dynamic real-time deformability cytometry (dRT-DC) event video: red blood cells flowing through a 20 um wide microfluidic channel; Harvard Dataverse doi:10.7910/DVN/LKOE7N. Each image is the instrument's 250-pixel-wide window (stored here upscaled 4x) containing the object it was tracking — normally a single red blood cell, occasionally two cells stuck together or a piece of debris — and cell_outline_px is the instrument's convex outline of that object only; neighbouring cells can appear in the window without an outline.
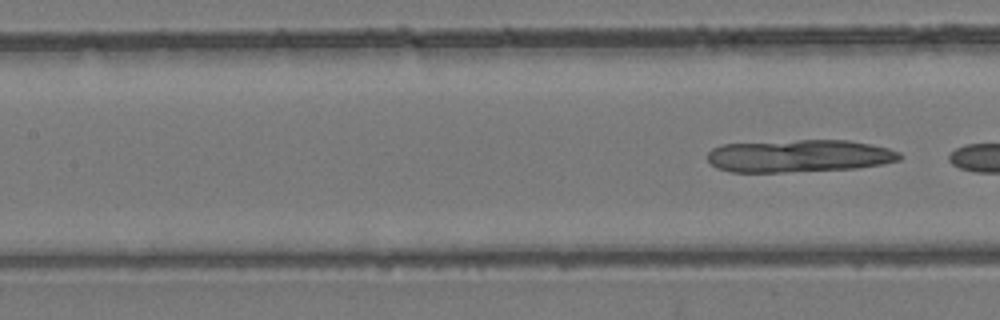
{"species": "common noctule bat (a hibernating species)", "species_latin": "Nyctalus noctula", "temperature_condition": "room temperature", "stored_images_in_passage": 5, "segment_of_instrument_passage": [2, 2], "camera_frame_rate_fps": 3000, "um_per_image_px": 0.085, "animal": {"sex": "female", "body_mass_g": 24.6, "forearm_length_mm": 56.2}, "frame": {"image": 1, "passage_image": 5, "time_ms": 9.0, "image_size_px": [1000, 320], "cell_outline_px": [[904, 156], [900, 160], [884, 164], [856, 168], [784, 172], [732, 172], [716, 168], [708, 160], [708, 152], [712, 148], [720, 144], [796, 140], [848, 140], [872, 144], [888, 148], [900, 152]], "centroid_in_image_um": [67.95, 13.25], "position_along_channel_um": 139.5, "area_um2": 36.76}}